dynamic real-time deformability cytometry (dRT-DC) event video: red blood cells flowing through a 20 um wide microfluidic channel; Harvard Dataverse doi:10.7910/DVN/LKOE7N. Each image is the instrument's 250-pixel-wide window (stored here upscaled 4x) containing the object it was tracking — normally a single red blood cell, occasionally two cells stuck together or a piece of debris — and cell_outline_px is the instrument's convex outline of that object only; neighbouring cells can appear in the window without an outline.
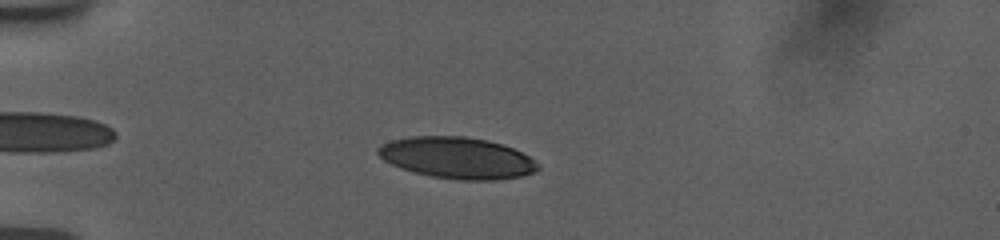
{"species": "human", "species_latin": "Homo sapiens", "temperature_condition": "room temperature", "stored_images_in_passage": 41, "camera_frame_rate_fps": 3000, "um_per_image_px": 0.085, "donor": {"sex": "female"}, "frame": {"image": 1, "passage_image": 6, "time_ms": 1.667, "image_size_px": [1000, 240], "cell_outline_px": [[540, 168], [536, 172], [524, 176], [492, 180], [460, 180], [432, 176], [400, 168], [384, 160], [376, 152], [376, 148], [392, 140], [412, 136], [464, 136], [488, 140], [512, 148], [528, 156], [540, 164]], "centroid_in_image_um": [38.88, 13.42], "position_along_channel_um": 46.1, "area_um2": 38.49}}
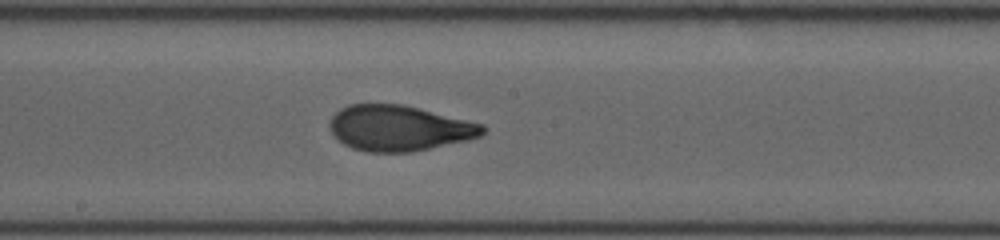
{"frame": {"image": 2, "passage_image": 22, "time_ms": 7.0, "image_size_px": [1000, 240], "cell_outline_px": [[488, 128], [480, 136], [468, 140], [412, 152], [368, 152], [352, 148], [344, 144], [332, 132], [328, 124], [332, 116], [340, 108], [348, 104], [400, 104], [420, 108], [484, 124]], "centroid_in_image_um": [33.94, 10.89], "position_along_channel_um": 214.3, "area_um2": 40.69}}
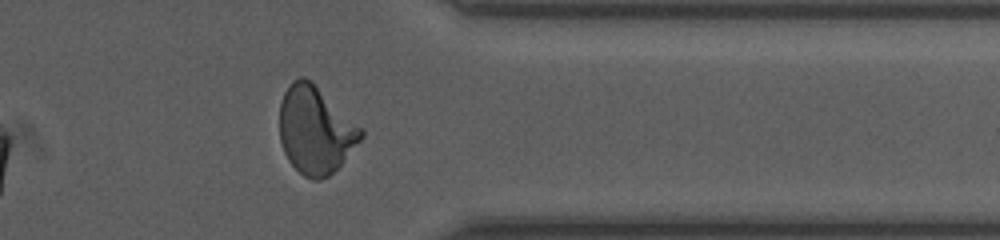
{"frame": {"image": 3, "passage_image": 36, "time_ms": 11.667, "image_size_px": [1000, 240], "cell_outline_px": [[364, 136], [340, 164], [328, 176], [320, 180], [312, 180], [304, 176], [288, 160], [284, 152], [280, 140], [280, 100], [288, 84], [292, 80], [300, 76], [304, 76], [312, 80], [364, 128]], "centroid_in_image_um": [26.82, 11.0], "position_along_channel_um": 384.6, "area_um2": 41.91}, "authors_computed_cell_mechanics": {"area_um2": 40.46, "velocity_mm_per_s": 3.7683, "shape_relaxation_time_tau1_ms": 5.2316, "shape_relaxation_time_tau2_ms": 0.9271, "deformation_change_tau1": 0.2029, "deformation_change_tau2": 0.0683}}